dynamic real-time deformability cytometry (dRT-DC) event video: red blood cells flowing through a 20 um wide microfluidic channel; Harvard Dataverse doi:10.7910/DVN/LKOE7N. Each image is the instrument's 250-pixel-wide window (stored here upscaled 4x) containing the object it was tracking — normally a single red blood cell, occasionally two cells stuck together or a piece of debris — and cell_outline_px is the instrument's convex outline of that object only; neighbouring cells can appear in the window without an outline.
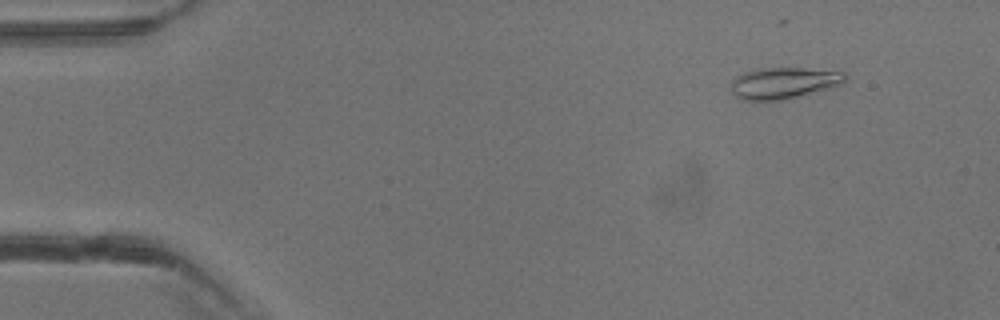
{"species": "common noctule bat (a hibernating species)", "species_latin": "Nyctalus noctula", "temperature_condition": "warm", "stored_images_in_passage": 36, "camera_frame_rate_fps": 3000, "um_per_image_px": 0.085, "animal": {"sex": "male", "body_mass_g": 13.3}, "frame": {"image": 1, "passage_image": 5, "time_ms": 1.333, "image_size_px": [1000, 320], "cell_outline_px": [[844, 80], [840, 84], [832, 88], [800, 96], [780, 100], [740, 100], [732, 92], [732, 80], [736, 76], [744, 72], [760, 68], [804, 68], [844, 72]], "centroid_in_image_um": [66.59, 7.06], "position_along_channel_um": 18.4, "area_um2": 20.75}}
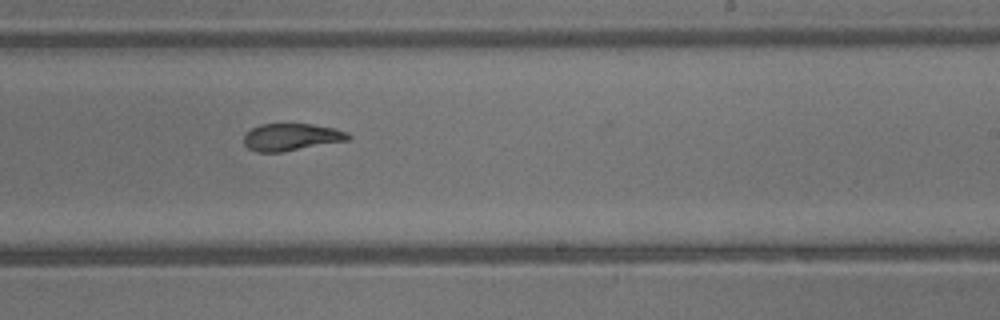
{"frame": {"image": 2, "passage_image": 25, "time_ms": 8.0, "image_size_px": [1000, 320], "cell_outline_px": [[352, 136], [348, 140], [284, 152], [256, 152], [248, 148], [244, 144], [244, 136], [252, 128], [260, 124], [312, 124], [336, 128], [348, 132]], "centroid_in_image_um": [24.79, 11.65], "position_along_channel_um": 264.2, "area_um2": 16.65}}
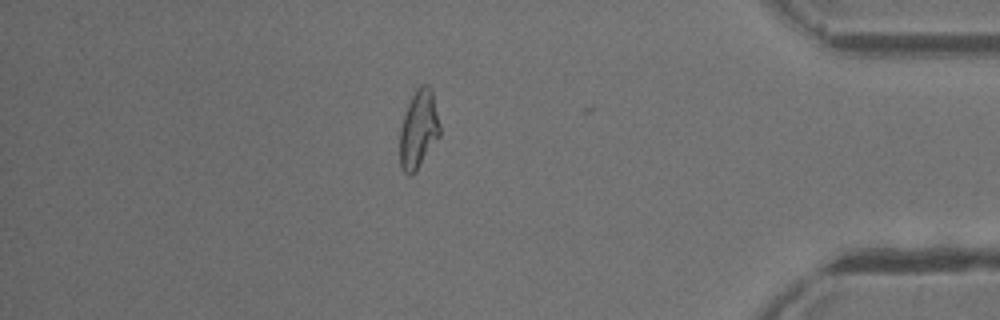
{"frame": {"image": 3, "passage_image": 35, "time_ms": 11.333, "image_size_px": [1000, 320], "cell_outline_px": [[440, 136], [416, 172], [412, 176], [408, 176], [404, 172], [400, 164], [400, 128], [404, 112], [416, 88], [420, 84], [428, 84], [432, 88], [440, 124]], "centroid_in_image_um": [35.59, 10.99], "position_along_channel_um": 399.6, "area_um2": 18.61}}